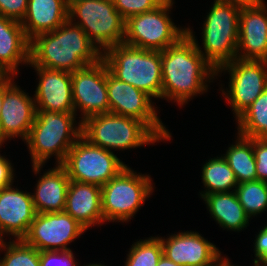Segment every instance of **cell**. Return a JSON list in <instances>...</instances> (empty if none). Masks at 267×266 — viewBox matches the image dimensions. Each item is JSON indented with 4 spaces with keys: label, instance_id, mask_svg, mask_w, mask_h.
<instances>
[{
    "label": "cell",
    "instance_id": "6da1fadb",
    "mask_svg": "<svg viewBox=\"0 0 267 266\" xmlns=\"http://www.w3.org/2000/svg\"><path fill=\"white\" fill-rule=\"evenodd\" d=\"M162 99L180 108L193 98L207 93L216 79V70L204 59L194 41L186 34L161 51Z\"/></svg>",
    "mask_w": 267,
    "mask_h": 266
},
{
    "label": "cell",
    "instance_id": "7a4b0ae2",
    "mask_svg": "<svg viewBox=\"0 0 267 266\" xmlns=\"http://www.w3.org/2000/svg\"><path fill=\"white\" fill-rule=\"evenodd\" d=\"M102 52L85 31L69 19L54 31L30 41L29 66L74 72L98 63Z\"/></svg>",
    "mask_w": 267,
    "mask_h": 266
},
{
    "label": "cell",
    "instance_id": "3957f363",
    "mask_svg": "<svg viewBox=\"0 0 267 266\" xmlns=\"http://www.w3.org/2000/svg\"><path fill=\"white\" fill-rule=\"evenodd\" d=\"M75 113H58L36 110L27 145L31 165H45L51 157L55 165H62L67 153L81 136L82 122L76 121Z\"/></svg>",
    "mask_w": 267,
    "mask_h": 266
},
{
    "label": "cell",
    "instance_id": "277c9868",
    "mask_svg": "<svg viewBox=\"0 0 267 266\" xmlns=\"http://www.w3.org/2000/svg\"><path fill=\"white\" fill-rule=\"evenodd\" d=\"M240 10L230 3L214 0L200 30L203 48L192 28L186 27V34L215 70L237 58Z\"/></svg>",
    "mask_w": 267,
    "mask_h": 266
},
{
    "label": "cell",
    "instance_id": "5b68a950",
    "mask_svg": "<svg viewBox=\"0 0 267 266\" xmlns=\"http://www.w3.org/2000/svg\"><path fill=\"white\" fill-rule=\"evenodd\" d=\"M109 72L155 100L162 99L161 51L145 50L125 43L102 52Z\"/></svg>",
    "mask_w": 267,
    "mask_h": 266
},
{
    "label": "cell",
    "instance_id": "8992f818",
    "mask_svg": "<svg viewBox=\"0 0 267 266\" xmlns=\"http://www.w3.org/2000/svg\"><path fill=\"white\" fill-rule=\"evenodd\" d=\"M81 135L91 144L113 153L162 142L144 122L114 113L86 118Z\"/></svg>",
    "mask_w": 267,
    "mask_h": 266
},
{
    "label": "cell",
    "instance_id": "52a82bcc",
    "mask_svg": "<svg viewBox=\"0 0 267 266\" xmlns=\"http://www.w3.org/2000/svg\"><path fill=\"white\" fill-rule=\"evenodd\" d=\"M151 175L126 166L101 187L104 221L128 223L151 197L155 186Z\"/></svg>",
    "mask_w": 267,
    "mask_h": 266
},
{
    "label": "cell",
    "instance_id": "ba28073f",
    "mask_svg": "<svg viewBox=\"0 0 267 266\" xmlns=\"http://www.w3.org/2000/svg\"><path fill=\"white\" fill-rule=\"evenodd\" d=\"M174 0H164L154 10L129 17L124 42L145 50L163 51L186 35V27L177 26L171 17Z\"/></svg>",
    "mask_w": 267,
    "mask_h": 266
},
{
    "label": "cell",
    "instance_id": "9c48e42d",
    "mask_svg": "<svg viewBox=\"0 0 267 266\" xmlns=\"http://www.w3.org/2000/svg\"><path fill=\"white\" fill-rule=\"evenodd\" d=\"M68 19L80 26L101 52L124 42L126 20L113 0L74 2L69 6Z\"/></svg>",
    "mask_w": 267,
    "mask_h": 266
},
{
    "label": "cell",
    "instance_id": "30bf717a",
    "mask_svg": "<svg viewBox=\"0 0 267 266\" xmlns=\"http://www.w3.org/2000/svg\"><path fill=\"white\" fill-rule=\"evenodd\" d=\"M71 181L102 187L127 166L117 153L91 144L82 135L62 164Z\"/></svg>",
    "mask_w": 267,
    "mask_h": 266
},
{
    "label": "cell",
    "instance_id": "8fae6325",
    "mask_svg": "<svg viewBox=\"0 0 267 266\" xmlns=\"http://www.w3.org/2000/svg\"><path fill=\"white\" fill-rule=\"evenodd\" d=\"M222 73H228L229 83L226 89L221 83L219 89L236 120L267 88V61L236 58L216 70V79Z\"/></svg>",
    "mask_w": 267,
    "mask_h": 266
},
{
    "label": "cell",
    "instance_id": "7c38bea8",
    "mask_svg": "<svg viewBox=\"0 0 267 266\" xmlns=\"http://www.w3.org/2000/svg\"><path fill=\"white\" fill-rule=\"evenodd\" d=\"M110 113L135 118L144 122L162 141L172 140V134L162 123L158 107L146 92L123 82L107 72Z\"/></svg>",
    "mask_w": 267,
    "mask_h": 266
},
{
    "label": "cell",
    "instance_id": "4fadbf2b",
    "mask_svg": "<svg viewBox=\"0 0 267 266\" xmlns=\"http://www.w3.org/2000/svg\"><path fill=\"white\" fill-rule=\"evenodd\" d=\"M106 63L101 59L98 63L84 67L71 73L72 98L75 114L79 121L86 118L110 113Z\"/></svg>",
    "mask_w": 267,
    "mask_h": 266
},
{
    "label": "cell",
    "instance_id": "5bb4252c",
    "mask_svg": "<svg viewBox=\"0 0 267 266\" xmlns=\"http://www.w3.org/2000/svg\"><path fill=\"white\" fill-rule=\"evenodd\" d=\"M84 232L86 229L64 211L37 213L22 240L38 251H64Z\"/></svg>",
    "mask_w": 267,
    "mask_h": 266
},
{
    "label": "cell",
    "instance_id": "9a60e30c",
    "mask_svg": "<svg viewBox=\"0 0 267 266\" xmlns=\"http://www.w3.org/2000/svg\"><path fill=\"white\" fill-rule=\"evenodd\" d=\"M175 233L159 238L163 255L180 266H209L222 255L214 243L197 231Z\"/></svg>",
    "mask_w": 267,
    "mask_h": 266
},
{
    "label": "cell",
    "instance_id": "2e32d148",
    "mask_svg": "<svg viewBox=\"0 0 267 266\" xmlns=\"http://www.w3.org/2000/svg\"><path fill=\"white\" fill-rule=\"evenodd\" d=\"M31 192L13 184L0 190V241L4 237L22 240L36 216ZM6 235V236H5Z\"/></svg>",
    "mask_w": 267,
    "mask_h": 266
},
{
    "label": "cell",
    "instance_id": "e0dca14e",
    "mask_svg": "<svg viewBox=\"0 0 267 266\" xmlns=\"http://www.w3.org/2000/svg\"><path fill=\"white\" fill-rule=\"evenodd\" d=\"M36 106L34 97L20 88L16 81L5 91L0 111V132L8 141L21 138L24 142L34 123Z\"/></svg>",
    "mask_w": 267,
    "mask_h": 266
},
{
    "label": "cell",
    "instance_id": "ac0fdd59",
    "mask_svg": "<svg viewBox=\"0 0 267 266\" xmlns=\"http://www.w3.org/2000/svg\"><path fill=\"white\" fill-rule=\"evenodd\" d=\"M33 67L38 77L33 94L36 110L75 113L72 98L71 72Z\"/></svg>",
    "mask_w": 267,
    "mask_h": 266
},
{
    "label": "cell",
    "instance_id": "d6986e66",
    "mask_svg": "<svg viewBox=\"0 0 267 266\" xmlns=\"http://www.w3.org/2000/svg\"><path fill=\"white\" fill-rule=\"evenodd\" d=\"M237 58L267 61L266 3L240 10Z\"/></svg>",
    "mask_w": 267,
    "mask_h": 266
},
{
    "label": "cell",
    "instance_id": "ffe728a7",
    "mask_svg": "<svg viewBox=\"0 0 267 266\" xmlns=\"http://www.w3.org/2000/svg\"><path fill=\"white\" fill-rule=\"evenodd\" d=\"M44 167L45 165H32L34 175L39 174L36 188L31 193L36 213L63 212L70 184L66 169L54 164L53 168H48L40 175Z\"/></svg>",
    "mask_w": 267,
    "mask_h": 266
},
{
    "label": "cell",
    "instance_id": "44dd1931",
    "mask_svg": "<svg viewBox=\"0 0 267 266\" xmlns=\"http://www.w3.org/2000/svg\"><path fill=\"white\" fill-rule=\"evenodd\" d=\"M64 212L70 214L86 230L105 223L102 213L101 187L71 181L67 190Z\"/></svg>",
    "mask_w": 267,
    "mask_h": 266
},
{
    "label": "cell",
    "instance_id": "7402d4cb",
    "mask_svg": "<svg viewBox=\"0 0 267 266\" xmlns=\"http://www.w3.org/2000/svg\"><path fill=\"white\" fill-rule=\"evenodd\" d=\"M29 63L30 41L21 22L0 14V65L10 75L17 76L20 64L27 67Z\"/></svg>",
    "mask_w": 267,
    "mask_h": 266
},
{
    "label": "cell",
    "instance_id": "603a6c76",
    "mask_svg": "<svg viewBox=\"0 0 267 266\" xmlns=\"http://www.w3.org/2000/svg\"><path fill=\"white\" fill-rule=\"evenodd\" d=\"M69 6L64 0H28L26 14L21 21L29 41L54 31L68 20Z\"/></svg>",
    "mask_w": 267,
    "mask_h": 266
},
{
    "label": "cell",
    "instance_id": "cb8c5ba5",
    "mask_svg": "<svg viewBox=\"0 0 267 266\" xmlns=\"http://www.w3.org/2000/svg\"><path fill=\"white\" fill-rule=\"evenodd\" d=\"M202 200L206 204L211 218L223 230L241 232L249 226L251 219L239 203L235 191L210 193L205 195Z\"/></svg>",
    "mask_w": 267,
    "mask_h": 266
},
{
    "label": "cell",
    "instance_id": "d4e9b609",
    "mask_svg": "<svg viewBox=\"0 0 267 266\" xmlns=\"http://www.w3.org/2000/svg\"><path fill=\"white\" fill-rule=\"evenodd\" d=\"M236 135V141L228 146L222 156L234 171L238 183L255 181L257 180V175L253 138H247L238 133Z\"/></svg>",
    "mask_w": 267,
    "mask_h": 266
},
{
    "label": "cell",
    "instance_id": "484cf974",
    "mask_svg": "<svg viewBox=\"0 0 267 266\" xmlns=\"http://www.w3.org/2000/svg\"><path fill=\"white\" fill-rule=\"evenodd\" d=\"M201 171V179L205 189L199 191L200 194L198 195L201 199L210 193L235 191L238 185L234 171L222 155L210 157L203 164Z\"/></svg>",
    "mask_w": 267,
    "mask_h": 266
},
{
    "label": "cell",
    "instance_id": "4316f807",
    "mask_svg": "<svg viewBox=\"0 0 267 266\" xmlns=\"http://www.w3.org/2000/svg\"><path fill=\"white\" fill-rule=\"evenodd\" d=\"M237 133L247 138H267V88L236 119Z\"/></svg>",
    "mask_w": 267,
    "mask_h": 266
},
{
    "label": "cell",
    "instance_id": "83f0119b",
    "mask_svg": "<svg viewBox=\"0 0 267 266\" xmlns=\"http://www.w3.org/2000/svg\"><path fill=\"white\" fill-rule=\"evenodd\" d=\"M235 192L249 218L253 219L267 210V182L255 180L238 183Z\"/></svg>",
    "mask_w": 267,
    "mask_h": 266
},
{
    "label": "cell",
    "instance_id": "f1b7e54d",
    "mask_svg": "<svg viewBox=\"0 0 267 266\" xmlns=\"http://www.w3.org/2000/svg\"><path fill=\"white\" fill-rule=\"evenodd\" d=\"M0 241V266H40L39 251L23 240ZM1 256V255H0Z\"/></svg>",
    "mask_w": 267,
    "mask_h": 266
},
{
    "label": "cell",
    "instance_id": "f546056e",
    "mask_svg": "<svg viewBox=\"0 0 267 266\" xmlns=\"http://www.w3.org/2000/svg\"><path fill=\"white\" fill-rule=\"evenodd\" d=\"M163 248L159 236L138 239L129 248L124 266H157Z\"/></svg>",
    "mask_w": 267,
    "mask_h": 266
},
{
    "label": "cell",
    "instance_id": "4dcf8cb0",
    "mask_svg": "<svg viewBox=\"0 0 267 266\" xmlns=\"http://www.w3.org/2000/svg\"><path fill=\"white\" fill-rule=\"evenodd\" d=\"M164 0H113L120 15L127 20L129 17L154 10Z\"/></svg>",
    "mask_w": 267,
    "mask_h": 266
},
{
    "label": "cell",
    "instance_id": "1f68e13d",
    "mask_svg": "<svg viewBox=\"0 0 267 266\" xmlns=\"http://www.w3.org/2000/svg\"><path fill=\"white\" fill-rule=\"evenodd\" d=\"M39 259L40 266H80L71 249L64 251H39Z\"/></svg>",
    "mask_w": 267,
    "mask_h": 266
},
{
    "label": "cell",
    "instance_id": "d6a6232c",
    "mask_svg": "<svg viewBox=\"0 0 267 266\" xmlns=\"http://www.w3.org/2000/svg\"><path fill=\"white\" fill-rule=\"evenodd\" d=\"M257 180L267 182V138H253Z\"/></svg>",
    "mask_w": 267,
    "mask_h": 266
},
{
    "label": "cell",
    "instance_id": "836d02e7",
    "mask_svg": "<svg viewBox=\"0 0 267 266\" xmlns=\"http://www.w3.org/2000/svg\"><path fill=\"white\" fill-rule=\"evenodd\" d=\"M28 0H0V14L21 22L26 14Z\"/></svg>",
    "mask_w": 267,
    "mask_h": 266
},
{
    "label": "cell",
    "instance_id": "e575fe53",
    "mask_svg": "<svg viewBox=\"0 0 267 266\" xmlns=\"http://www.w3.org/2000/svg\"><path fill=\"white\" fill-rule=\"evenodd\" d=\"M15 175L12 161L0 153V190L14 184Z\"/></svg>",
    "mask_w": 267,
    "mask_h": 266
},
{
    "label": "cell",
    "instance_id": "d590c367",
    "mask_svg": "<svg viewBox=\"0 0 267 266\" xmlns=\"http://www.w3.org/2000/svg\"><path fill=\"white\" fill-rule=\"evenodd\" d=\"M253 246L254 260H267V224L255 234Z\"/></svg>",
    "mask_w": 267,
    "mask_h": 266
},
{
    "label": "cell",
    "instance_id": "8d00e7d4",
    "mask_svg": "<svg viewBox=\"0 0 267 266\" xmlns=\"http://www.w3.org/2000/svg\"><path fill=\"white\" fill-rule=\"evenodd\" d=\"M226 3H230L240 9L257 7L265 3L264 0H218Z\"/></svg>",
    "mask_w": 267,
    "mask_h": 266
},
{
    "label": "cell",
    "instance_id": "74e56055",
    "mask_svg": "<svg viewBox=\"0 0 267 266\" xmlns=\"http://www.w3.org/2000/svg\"><path fill=\"white\" fill-rule=\"evenodd\" d=\"M17 76L10 75L5 81L0 83V111L5 96V91L14 83Z\"/></svg>",
    "mask_w": 267,
    "mask_h": 266
},
{
    "label": "cell",
    "instance_id": "f35d334b",
    "mask_svg": "<svg viewBox=\"0 0 267 266\" xmlns=\"http://www.w3.org/2000/svg\"><path fill=\"white\" fill-rule=\"evenodd\" d=\"M209 266H239L232 264L231 260L227 256H219L211 265Z\"/></svg>",
    "mask_w": 267,
    "mask_h": 266
},
{
    "label": "cell",
    "instance_id": "ab89813d",
    "mask_svg": "<svg viewBox=\"0 0 267 266\" xmlns=\"http://www.w3.org/2000/svg\"><path fill=\"white\" fill-rule=\"evenodd\" d=\"M157 266H180V265L174 263L173 261H171L165 255L162 254L157 263Z\"/></svg>",
    "mask_w": 267,
    "mask_h": 266
},
{
    "label": "cell",
    "instance_id": "60d3db41",
    "mask_svg": "<svg viewBox=\"0 0 267 266\" xmlns=\"http://www.w3.org/2000/svg\"><path fill=\"white\" fill-rule=\"evenodd\" d=\"M10 74L0 65V83L5 81Z\"/></svg>",
    "mask_w": 267,
    "mask_h": 266
},
{
    "label": "cell",
    "instance_id": "b9f144b4",
    "mask_svg": "<svg viewBox=\"0 0 267 266\" xmlns=\"http://www.w3.org/2000/svg\"><path fill=\"white\" fill-rule=\"evenodd\" d=\"M253 264V266H267V260H253Z\"/></svg>",
    "mask_w": 267,
    "mask_h": 266
},
{
    "label": "cell",
    "instance_id": "7bdbcfd3",
    "mask_svg": "<svg viewBox=\"0 0 267 266\" xmlns=\"http://www.w3.org/2000/svg\"><path fill=\"white\" fill-rule=\"evenodd\" d=\"M5 142H6V140L3 138V136L0 132V148H2L4 144H6Z\"/></svg>",
    "mask_w": 267,
    "mask_h": 266
},
{
    "label": "cell",
    "instance_id": "ee69618b",
    "mask_svg": "<svg viewBox=\"0 0 267 266\" xmlns=\"http://www.w3.org/2000/svg\"><path fill=\"white\" fill-rule=\"evenodd\" d=\"M85 266H107V265L102 264V263H89V264H86Z\"/></svg>",
    "mask_w": 267,
    "mask_h": 266
},
{
    "label": "cell",
    "instance_id": "f6af8a7d",
    "mask_svg": "<svg viewBox=\"0 0 267 266\" xmlns=\"http://www.w3.org/2000/svg\"><path fill=\"white\" fill-rule=\"evenodd\" d=\"M64 1L68 6H70L72 3L77 2L79 0H64Z\"/></svg>",
    "mask_w": 267,
    "mask_h": 266
}]
</instances>
